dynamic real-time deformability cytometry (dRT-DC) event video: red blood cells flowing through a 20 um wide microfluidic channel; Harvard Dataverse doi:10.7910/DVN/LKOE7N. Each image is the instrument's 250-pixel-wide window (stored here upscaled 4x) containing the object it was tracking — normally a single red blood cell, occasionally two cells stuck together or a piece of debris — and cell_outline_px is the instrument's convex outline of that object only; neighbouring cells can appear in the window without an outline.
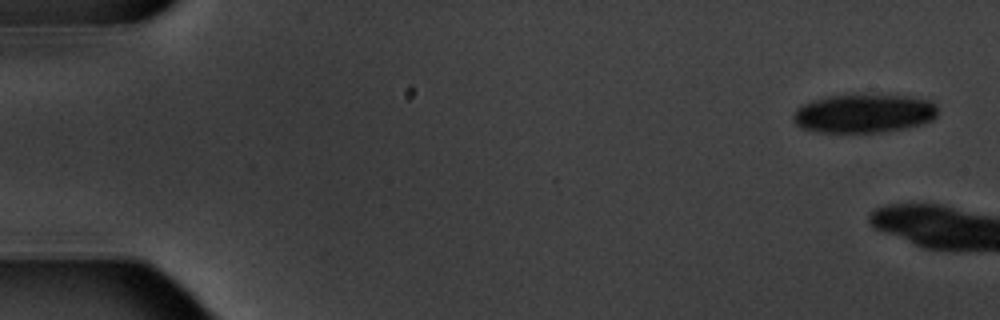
{"species": "common noctule bat (a hibernating species)", "species_latin": "Nyctalus noctula", "temperature_condition": "warm", "stored_images_in_passage": 11, "camera_frame_rate_fps": 3000, "um_per_image_px": 0.085, "animal": {"sex": "male", "body_mass_g": 20.1, "forearm_length_mm": 53.5}, "frame": {"image": 1, "passage_image": 1, "time_ms": 0.0, "image_size_px": [1000, 320], "cell_outline_px": [[936, 116], [932, 120], [908, 128], [884, 132], [816, 132], [800, 128], [792, 120], [792, 116], [796, 108], [804, 104], [828, 96], [908, 96], [932, 100], [936, 104]], "centroid_in_image_um": [73.43, 9.67], "position_along_channel_um": 11.6, "area_um2": 32.37}}
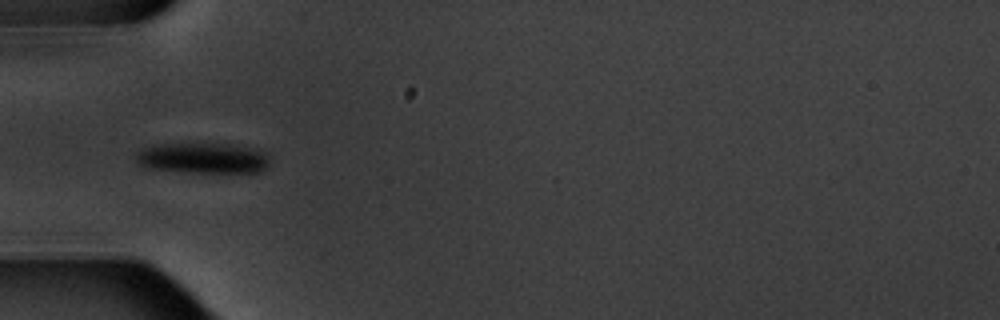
{"frame": {"image": 2, "passage_image": 7, "time_ms": 8.0, "image_size_px": [1000, 320], "cell_outline_px": [[268, 164], [260, 172], [252, 176], [184, 172], [144, 168], [136, 160], [136, 152], [140, 148], [152, 144], [236, 144], [256, 148], [268, 152]], "centroid_in_image_um": [17.33, 13.48], "position_along_channel_um": 67.7, "area_um2": 25.37}}
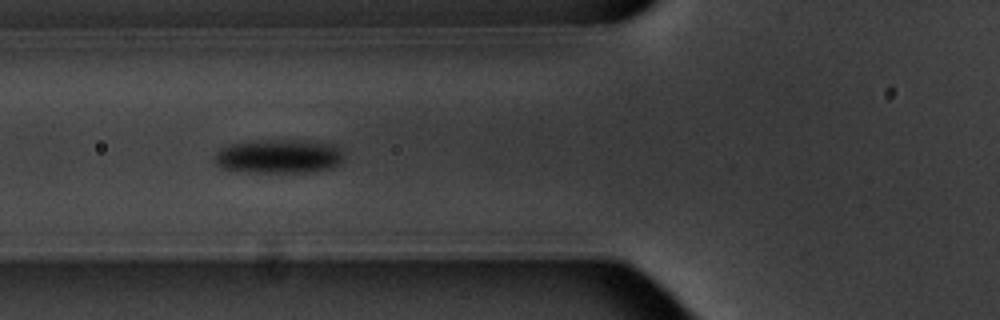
{"frame": {"image": 3, "passage_image": 8, "time_ms": 9.0, "image_size_px": [1000, 320], "cell_outline_px": [[344, 156], [340, 164], [332, 168], [316, 172], [248, 172], [220, 168], [212, 160], [216, 152], [220, 148], [228, 144], [272, 140], [292, 140], [332, 144]], "centroid_in_image_um": [23.65, 13.31], "position_along_channel_um": 102.1, "area_um2": 25.55}}